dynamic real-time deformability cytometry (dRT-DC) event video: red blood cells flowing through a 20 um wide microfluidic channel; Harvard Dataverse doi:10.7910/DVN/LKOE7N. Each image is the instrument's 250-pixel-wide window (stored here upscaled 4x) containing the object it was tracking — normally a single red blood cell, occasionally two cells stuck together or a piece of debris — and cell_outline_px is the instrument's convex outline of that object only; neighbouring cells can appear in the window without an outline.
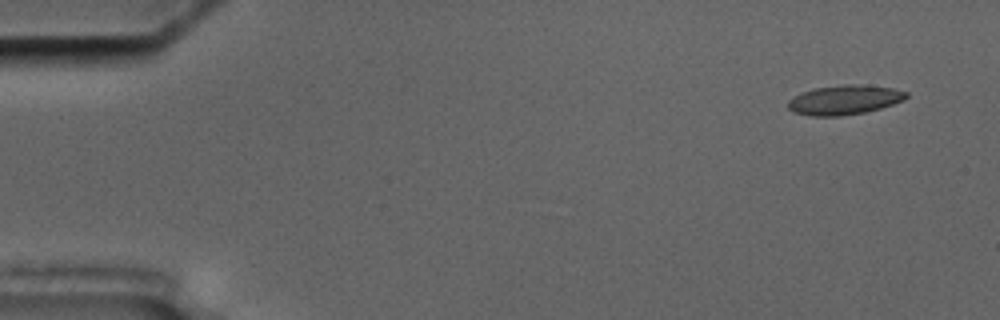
{"species": "common noctule bat (a hibernating species)", "species_latin": "Nyctalus noctula", "temperature_condition": "cold", "stored_images_in_passage": 4, "camera_frame_rate_fps": 3000, "um_per_image_px": 0.085, "animal": {"sex": "male", "body_mass_g": 17.5, "forearm_length_mm": 52.3}, "frame": {"image": 1, "passage_image": 1, "time_ms": 0.0, "image_size_px": [1000, 320], "cell_outline_px": [[908, 96], [904, 100], [880, 108], [864, 112], [840, 116], [808, 116], [792, 112], [788, 108], [788, 100], [792, 96], [800, 92], [812, 88], [844, 84], [856, 84], [892, 88], [908, 92]], "centroid_in_image_um": [71.71, 8.48], "position_along_channel_um": 13.3, "area_um2": 20.52}}